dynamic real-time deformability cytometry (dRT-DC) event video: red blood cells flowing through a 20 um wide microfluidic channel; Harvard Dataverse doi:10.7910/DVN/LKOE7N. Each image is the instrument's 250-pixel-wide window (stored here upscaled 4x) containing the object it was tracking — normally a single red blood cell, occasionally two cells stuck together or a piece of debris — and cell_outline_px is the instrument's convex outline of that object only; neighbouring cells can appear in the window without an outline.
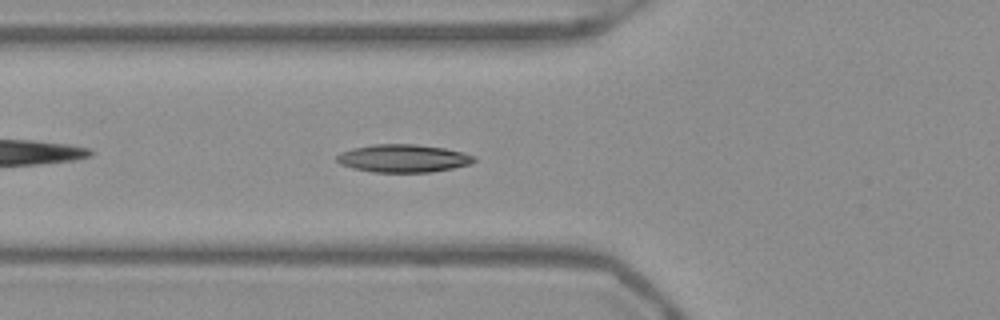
{"species": "Egyptian fruit bat (a non-hibernating species)", "species_latin": "Rousettus aegyptiacus", "temperature_condition": "warm", "stored_images_in_passage": 34, "camera_frame_rate_fps": 3000, "um_per_image_px": 0.085, "frame": {"image": 1, "passage_image": 5, "time_ms": 1.333, "image_size_px": [1000, 320], "cell_outline_px": [[476, 160], [472, 164], [432, 172], [372, 172], [352, 168], [340, 164], [336, 160], [336, 156], [340, 152], [352, 148], [372, 144], [416, 144], [444, 148], [464, 152], [476, 156]], "centroid_in_image_um": [34.28, 13.45], "position_along_channel_um": 91.5, "area_um2": 22.54}}
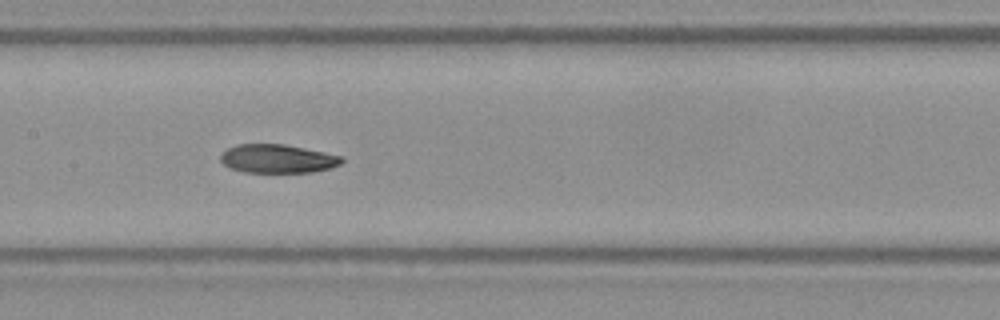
{"frame": {"image": 2, "passage_image": 12, "time_ms": 3.667, "image_size_px": [1000, 320], "cell_outline_px": [[344, 160], [340, 164], [332, 168], [312, 172], [244, 172], [228, 168], [220, 160], [220, 152], [236, 144], [284, 144], [344, 156]], "centroid_in_image_um": [23.58, 13.49], "position_along_channel_um": 183.8, "area_um2": 20.4}}
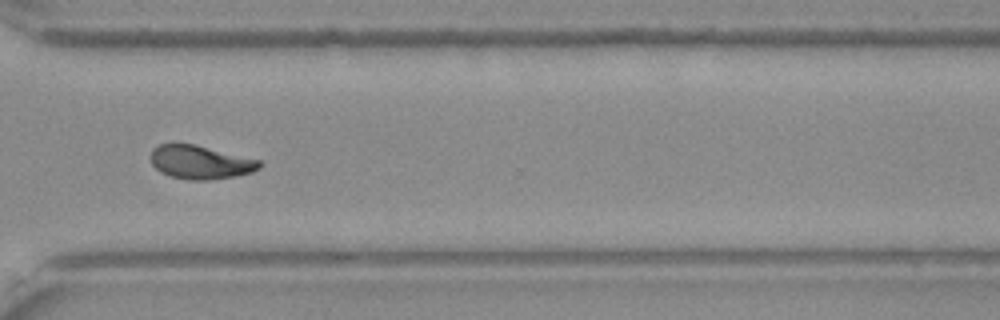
{"frame": {"image": 3, "passage_image": 25, "time_ms": 8.0, "image_size_px": [1000, 320], "cell_outline_px": [[264, 164], [260, 168], [252, 172], [236, 176], [212, 180], [188, 180], [168, 176], [160, 172], [152, 164], [148, 156], [152, 148], [160, 144], [192, 144], [260, 160]], "centroid_in_image_um": [17.0, 13.8], "position_along_channel_um": 353.6, "area_um2": 21.44}, "authors_computed_cell_mechanics": {"area_um2": 21.1259, "velocity_mm_per_s": 3.9258, "shape_relaxation_time_tau1_ms": null, "shape_relaxation_time_tau2_ms": 4.9162, "deformation_change_tau1": null, "deformation_change_tau2": 0.1081}}